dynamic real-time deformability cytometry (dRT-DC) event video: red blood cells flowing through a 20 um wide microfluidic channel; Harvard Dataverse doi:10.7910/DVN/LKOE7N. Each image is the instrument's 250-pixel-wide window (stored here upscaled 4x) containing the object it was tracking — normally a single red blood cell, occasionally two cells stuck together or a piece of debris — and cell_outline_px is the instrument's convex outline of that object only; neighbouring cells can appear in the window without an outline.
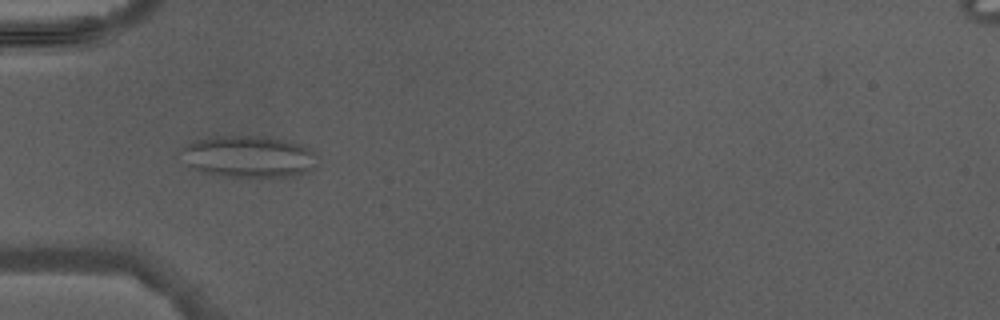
{"species": "Egyptian fruit bat (a non-hibernating species)", "species_latin": "Rousettus aegyptiacus", "temperature_condition": "warm", "stored_images_in_passage": 6, "camera_frame_rate_fps": 3000, "um_per_image_px": 0.085, "animal": {"sex": "male"}, "frame": {"image": 1, "passage_image": 5, "time_ms": 5.0, "image_size_px": [1000, 320], "cell_outline_px": [[320, 156], [308, 172], [292, 176], [256, 180], [224, 176], [200, 172], [184, 164], [176, 152], [188, 144], [196, 140], [216, 136], [268, 136], [288, 140], [304, 144], [312, 148]], "centroid_in_image_um": [21.14, 13.34], "position_along_channel_um": 63.9, "area_um2": 34.85}}
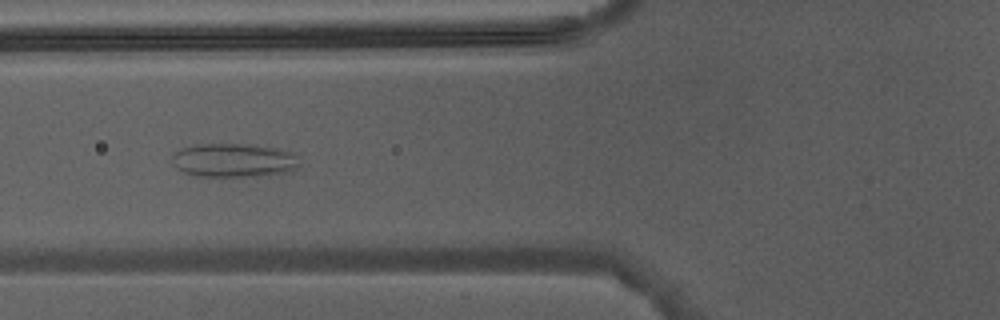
{"frame": {"image": 2, "passage_image": 6, "time_ms": 6.0, "image_size_px": [1000, 320], "cell_outline_px": [[300, 152], [296, 168], [288, 172], [248, 176], [196, 176], [184, 172], [176, 168], [172, 164], [172, 156], [180, 148], [196, 144], [252, 144]], "centroid_in_image_um": [19.89, 13.6], "position_along_channel_um": 105.9, "area_um2": 25.32}}